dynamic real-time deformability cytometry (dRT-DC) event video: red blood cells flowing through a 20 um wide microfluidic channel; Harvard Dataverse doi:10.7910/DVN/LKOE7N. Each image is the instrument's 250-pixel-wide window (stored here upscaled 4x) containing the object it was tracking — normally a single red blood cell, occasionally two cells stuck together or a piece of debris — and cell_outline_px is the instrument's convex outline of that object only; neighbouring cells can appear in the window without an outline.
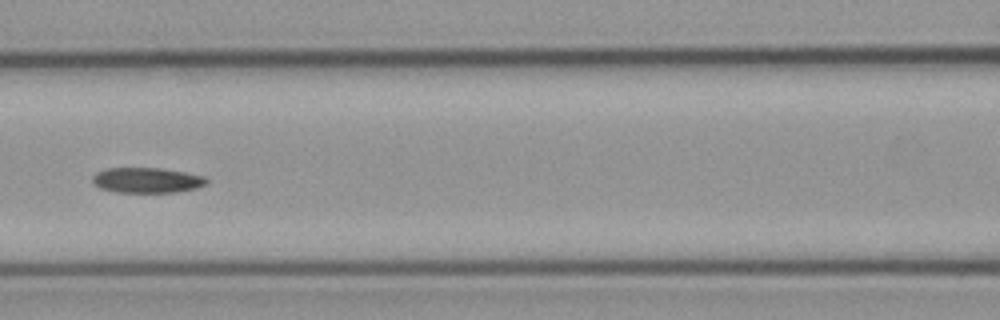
{"species": "common noctule bat (a hibernating species)", "species_latin": "Nyctalus noctula", "temperature_condition": "cold", "stored_images_in_passage": 5, "camera_frame_rate_fps": 3000, "um_per_image_px": 0.085, "animal": {"sex": "male", "body_mass_g": 23.1, "forearm_length_mm": 52.7}, "frame": {"image": 1, "passage_image": 5, "time_ms": 5.667, "image_size_px": [1000, 320], "cell_outline_px": [[208, 184], [196, 188], [176, 192], [116, 192], [100, 188], [92, 180], [92, 176], [96, 172], [108, 168], [160, 168], [184, 172], [204, 176], [208, 180]], "centroid_in_image_um": [12.5, 15.32], "position_along_channel_um": 154.1, "area_um2": 16.76}}